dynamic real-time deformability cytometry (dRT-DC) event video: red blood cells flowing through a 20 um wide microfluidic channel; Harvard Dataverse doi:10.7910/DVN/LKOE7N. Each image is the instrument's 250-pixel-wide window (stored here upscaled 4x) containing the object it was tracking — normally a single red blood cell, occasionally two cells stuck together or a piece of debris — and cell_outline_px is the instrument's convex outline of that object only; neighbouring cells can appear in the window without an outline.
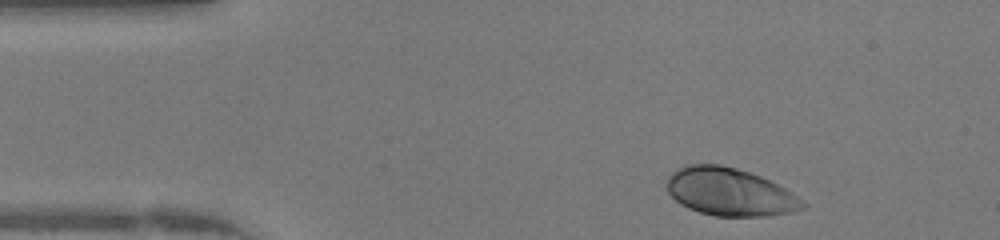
{"species": "human", "species_latin": "Homo sapiens", "temperature_condition": "warm", "stored_images_in_passage": 43, "camera_frame_rate_fps": 3000, "um_per_image_px": 0.085, "donor": {"sex": "female"}, "frame": {"image": 1, "passage_image": 2, "time_ms": 0.333, "image_size_px": [1000, 240], "cell_outline_px": [[808, 208], [768, 216], [716, 216], [700, 212], [688, 208], [680, 204], [668, 192], [664, 184], [668, 176], [676, 168], [688, 164], [720, 164], [736, 168], [760, 176], [792, 192], [808, 204]], "centroid_in_image_um": [62.0, 16.31], "position_along_channel_um": 23.0, "area_um2": 37.97}}
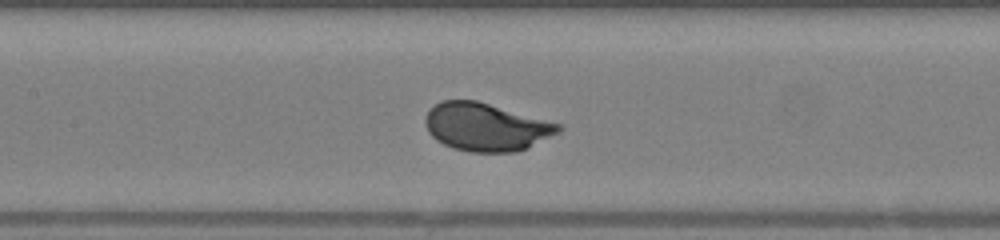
{"frame": {"image": 2, "passage_image": 17, "time_ms": 5.333, "image_size_px": [1000, 240], "cell_outline_px": [[564, 128], [560, 132], [516, 152], [472, 152], [452, 148], [436, 140], [428, 132], [424, 124], [424, 120], [428, 112], [440, 100], [476, 100], [564, 124]], "centroid_in_image_um": [41.33, 10.78], "position_along_channel_um": 166.1, "area_um2": 37.34}}
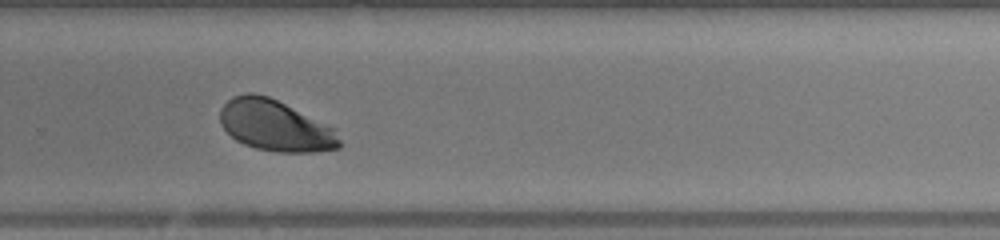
{"frame": {"image": 3, "passage_image": 27, "time_ms": 8.667, "image_size_px": [1000, 240], "cell_outline_px": [[340, 148], [316, 152], [276, 152], [256, 148], [244, 144], [236, 140], [220, 124], [220, 108], [232, 96], [248, 92], [252, 92], [268, 96], [336, 128], [340, 140]], "centroid_in_image_um": [23.41, 10.68], "position_along_channel_um": 306.4, "area_um2": 35.6}, "authors_computed_cell_mechanics": {"area_um2": 36.992, "velocity_mm_per_s": 4.2242, "shape_relaxation_time_tau1_ms": 1.5801, "shape_relaxation_time_tau2_ms": null, "deformation_change_tau1": 0.1199, "deformation_change_tau2": null}}